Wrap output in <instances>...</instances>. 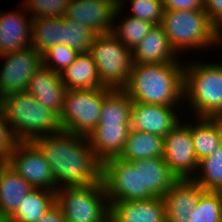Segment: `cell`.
Instances as JSON below:
<instances>
[{
    "label": "cell",
    "mask_w": 222,
    "mask_h": 222,
    "mask_svg": "<svg viewBox=\"0 0 222 222\" xmlns=\"http://www.w3.org/2000/svg\"><path fill=\"white\" fill-rule=\"evenodd\" d=\"M32 142L51 167L55 191L60 187L96 185L101 181L102 163L95 157L87 136L61 130L36 137Z\"/></svg>",
    "instance_id": "cell-1"
},
{
    "label": "cell",
    "mask_w": 222,
    "mask_h": 222,
    "mask_svg": "<svg viewBox=\"0 0 222 222\" xmlns=\"http://www.w3.org/2000/svg\"><path fill=\"white\" fill-rule=\"evenodd\" d=\"M181 62L133 64L123 90L133 102L178 107L181 100L185 102V65Z\"/></svg>",
    "instance_id": "cell-2"
},
{
    "label": "cell",
    "mask_w": 222,
    "mask_h": 222,
    "mask_svg": "<svg viewBox=\"0 0 222 222\" xmlns=\"http://www.w3.org/2000/svg\"><path fill=\"white\" fill-rule=\"evenodd\" d=\"M0 106L17 141H32L62 130L59 117L27 91L7 94Z\"/></svg>",
    "instance_id": "cell-3"
},
{
    "label": "cell",
    "mask_w": 222,
    "mask_h": 222,
    "mask_svg": "<svg viewBox=\"0 0 222 222\" xmlns=\"http://www.w3.org/2000/svg\"><path fill=\"white\" fill-rule=\"evenodd\" d=\"M172 49L180 52L219 47V30L205 10L164 9L161 23Z\"/></svg>",
    "instance_id": "cell-4"
},
{
    "label": "cell",
    "mask_w": 222,
    "mask_h": 222,
    "mask_svg": "<svg viewBox=\"0 0 222 222\" xmlns=\"http://www.w3.org/2000/svg\"><path fill=\"white\" fill-rule=\"evenodd\" d=\"M199 62H184L183 98L196 118H222V63Z\"/></svg>",
    "instance_id": "cell-5"
},
{
    "label": "cell",
    "mask_w": 222,
    "mask_h": 222,
    "mask_svg": "<svg viewBox=\"0 0 222 222\" xmlns=\"http://www.w3.org/2000/svg\"><path fill=\"white\" fill-rule=\"evenodd\" d=\"M55 204L66 222H109L110 205L102 180L96 185L58 188Z\"/></svg>",
    "instance_id": "cell-6"
},
{
    "label": "cell",
    "mask_w": 222,
    "mask_h": 222,
    "mask_svg": "<svg viewBox=\"0 0 222 222\" xmlns=\"http://www.w3.org/2000/svg\"><path fill=\"white\" fill-rule=\"evenodd\" d=\"M90 53L97 66L102 86L124 89L133 67L132 49L126 47L111 32L96 35Z\"/></svg>",
    "instance_id": "cell-7"
},
{
    "label": "cell",
    "mask_w": 222,
    "mask_h": 222,
    "mask_svg": "<svg viewBox=\"0 0 222 222\" xmlns=\"http://www.w3.org/2000/svg\"><path fill=\"white\" fill-rule=\"evenodd\" d=\"M109 88L67 90L59 115L62 131L88 136L98 125L104 97Z\"/></svg>",
    "instance_id": "cell-8"
},
{
    "label": "cell",
    "mask_w": 222,
    "mask_h": 222,
    "mask_svg": "<svg viewBox=\"0 0 222 222\" xmlns=\"http://www.w3.org/2000/svg\"><path fill=\"white\" fill-rule=\"evenodd\" d=\"M101 180L109 204L142 200L140 159L130 162L113 157L105 160L102 163Z\"/></svg>",
    "instance_id": "cell-9"
},
{
    "label": "cell",
    "mask_w": 222,
    "mask_h": 222,
    "mask_svg": "<svg viewBox=\"0 0 222 222\" xmlns=\"http://www.w3.org/2000/svg\"><path fill=\"white\" fill-rule=\"evenodd\" d=\"M0 70V99L7 94L27 91L30 78L43 66V56L33 46L4 54Z\"/></svg>",
    "instance_id": "cell-10"
},
{
    "label": "cell",
    "mask_w": 222,
    "mask_h": 222,
    "mask_svg": "<svg viewBox=\"0 0 222 222\" xmlns=\"http://www.w3.org/2000/svg\"><path fill=\"white\" fill-rule=\"evenodd\" d=\"M6 163L34 188L55 191L51 167L32 141H17Z\"/></svg>",
    "instance_id": "cell-11"
},
{
    "label": "cell",
    "mask_w": 222,
    "mask_h": 222,
    "mask_svg": "<svg viewBox=\"0 0 222 222\" xmlns=\"http://www.w3.org/2000/svg\"><path fill=\"white\" fill-rule=\"evenodd\" d=\"M182 122V123H181ZM163 157L172 173L179 179H192L198 170V160L189 122L181 120L163 137Z\"/></svg>",
    "instance_id": "cell-12"
},
{
    "label": "cell",
    "mask_w": 222,
    "mask_h": 222,
    "mask_svg": "<svg viewBox=\"0 0 222 222\" xmlns=\"http://www.w3.org/2000/svg\"><path fill=\"white\" fill-rule=\"evenodd\" d=\"M121 12L122 9H117L113 0H71L63 17L82 23L99 35L112 31Z\"/></svg>",
    "instance_id": "cell-13"
},
{
    "label": "cell",
    "mask_w": 222,
    "mask_h": 222,
    "mask_svg": "<svg viewBox=\"0 0 222 222\" xmlns=\"http://www.w3.org/2000/svg\"><path fill=\"white\" fill-rule=\"evenodd\" d=\"M175 107L133 102L130 130L166 136L179 122Z\"/></svg>",
    "instance_id": "cell-14"
},
{
    "label": "cell",
    "mask_w": 222,
    "mask_h": 222,
    "mask_svg": "<svg viewBox=\"0 0 222 222\" xmlns=\"http://www.w3.org/2000/svg\"><path fill=\"white\" fill-rule=\"evenodd\" d=\"M66 91L61 75L44 66L34 73L27 87L28 93L58 117L63 110Z\"/></svg>",
    "instance_id": "cell-15"
},
{
    "label": "cell",
    "mask_w": 222,
    "mask_h": 222,
    "mask_svg": "<svg viewBox=\"0 0 222 222\" xmlns=\"http://www.w3.org/2000/svg\"><path fill=\"white\" fill-rule=\"evenodd\" d=\"M130 132V123H98L87 136L95 157L103 163L123 152Z\"/></svg>",
    "instance_id": "cell-16"
},
{
    "label": "cell",
    "mask_w": 222,
    "mask_h": 222,
    "mask_svg": "<svg viewBox=\"0 0 222 222\" xmlns=\"http://www.w3.org/2000/svg\"><path fill=\"white\" fill-rule=\"evenodd\" d=\"M203 191L192 179L178 180L162 197L166 222H189L190 212L197 206Z\"/></svg>",
    "instance_id": "cell-17"
},
{
    "label": "cell",
    "mask_w": 222,
    "mask_h": 222,
    "mask_svg": "<svg viewBox=\"0 0 222 222\" xmlns=\"http://www.w3.org/2000/svg\"><path fill=\"white\" fill-rule=\"evenodd\" d=\"M109 205V222H166L165 202L162 197L118 201Z\"/></svg>",
    "instance_id": "cell-18"
},
{
    "label": "cell",
    "mask_w": 222,
    "mask_h": 222,
    "mask_svg": "<svg viewBox=\"0 0 222 222\" xmlns=\"http://www.w3.org/2000/svg\"><path fill=\"white\" fill-rule=\"evenodd\" d=\"M26 12H0V56L31 46L32 18Z\"/></svg>",
    "instance_id": "cell-19"
},
{
    "label": "cell",
    "mask_w": 222,
    "mask_h": 222,
    "mask_svg": "<svg viewBox=\"0 0 222 222\" xmlns=\"http://www.w3.org/2000/svg\"><path fill=\"white\" fill-rule=\"evenodd\" d=\"M133 64H156L179 62V55L170 46L161 24L154 25L150 32L132 49Z\"/></svg>",
    "instance_id": "cell-20"
},
{
    "label": "cell",
    "mask_w": 222,
    "mask_h": 222,
    "mask_svg": "<svg viewBox=\"0 0 222 222\" xmlns=\"http://www.w3.org/2000/svg\"><path fill=\"white\" fill-rule=\"evenodd\" d=\"M142 200L163 197L179 180L165 163L164 157L140 159Z\"/></svg>",
    "instance_id": "cell-21"
},
{
    "label": "cell",
    "mask_w": 222,
    "mask_h": 222,
    "mask_svg": "<svg viewBox=\"0 0 222 222\" xmlns=\"http://www.w3.org/2000/svg\"><path fill=\"white\" fill-rule=\"evenodd\" d=\"M33 189L34 187L7 163H2L0 165V220L6 221Z\"/></svg>",
    "instance_id": "cell-22"
},
{
    "label": "cell",
    "mask_w": 222,
    "mask_h": 222,
    "mask_svg": "<svg viewBox=\"0 0 222 222\" xmlns=\"http://www.w3.org/2000/svg\"><path fill=\"white\" fill-rule=\"evenodd\" d=\"M67 90L102 88L97 66L90 52H80L76 60L60 73Z\"/></svg>",
    "instance_id": "cell-23"
},
{
    "label": "cell",
    "mask_w": 222,
    "mask_h": 222,
    "mask_svg": "<svg viewBox=\"0 0 222 222\" xmlns=\"http://www.w3.org/2000/svg\"><path fill=\"white\" fill-rule=\"evenodd\" d=\"M189 129L198 161L222 145V118L195 117V124L190 122Z\"/></svg>",
    "instance_id": "cell-24"
},
{
    "label": "cell",
    "mask_w": 222,
    "mask_h": 222,
    "mask_svg": "<svg viewBox=\"0 0 222 222\" xmlns=\"http://www.w3.org/2000/svg\"><path fill=\"white\" fill-rule=\"evenodd\" d=\"M55 205V191L34 188L20 202L7 222H37Z\"/></svg>",
    "instance_id": "cell-25"
},
{
    "label": "cell",
    "mask_w": 222,
    "mask_h": 222,
    "mask_svg": "<svg viewBox=\"0 0 222 222\" xmlns=\"http://www.w3.org/2000/svg\"><path fill=\"white\" fill-rule=\"evenodd\" d=\"M163 137L139 130H130L120 158L126 161L163 157Z\"/></svg>",
    "instance_id": "cell-26"
},
{
    "label": "cell",
    "mask_w": 222,
    "mask_h": 222,
    "mask_svg": "<svg viewBox=\"0 0 222 222\" xmlns=\"http://www.w3.org/2000/svg\"><path fill=\"white\" fill-rule=\"evenodd\" d=\"M63 17L32 19L31 46L42 54L52 46L62 44Z\"/></svg>",
    "instance_id": "cell-27"
},
{
    "label": "cell",
    "mask_w": 222,
    "mask_h": 222,
    "mask_svg": "<svg viewBox=\"0 0 222 222\" xmlns=\"http://www.w3.org/2000/svg\"><path fill=\"white\" fill-rule=\"evenodd\" d=\"M132 106L123 89H112L103 99L98 123H130Z\"/></svg>",
    "instance_id": "cell-28"
},
{
    "label": "cell",
    "mask_w": 222,
    "mask_h": 222,
    "mask_svg": "<svg viewBox=\"0 0 222 222\" xmlns=\"http://www.w3.org/2000/svg\"><path fill=\"white\" fill-rule=\"evenodd\" d=\"M195 175L192 180L203 190L220 191L222 189V145L212 155L198 162Z\"/></svg>",
    "instance_id": "cell-29"
},
{
    "label": "cell",
    "mask_w": 222,
    "mask_h": 222,
    "mask_svg": "<svg viewBox=\"0 0 222 222\" xmlns=\"http://www.w3.org/2000/svg\"><path fill=\"white\" fill-rule=\"evenodd\" d=\"M120 24L113 25L111 31L122 44L133 49L140 41L150 32L155 25L149 21L142 20L138 17L130 15L120 19Z\"/></svg>",
    "instance_id": "cell-30"
},
{
    "label": "cell",
    "mask_w": 222,
    "mask_h": 222,
    "mask_svg": "<svg viewBox=\"0 0 222 222\" xmlns=\"http://www.w3.org/2000/svg\"><path fill=\"white\" fill-rule=\"evenodd\" d=\"M189 222H222V197L219 191L204 190L197 206L190 212Z\"/></svg>",
    "instance_id": "cell-31"
},
{
    "label": "cell",
    "mask_w": 222,
    "mask_h": 222,
    "mask_svg": "<svg viewBox=\"0 0 222 222\" xmlns=\"http://www.w3.org/2000/svg\"><path fill=\"white\" fill-rule=\"evenodd\" d=\"M96 34L82 23H74L63 17L62 44L79 52H90Z\"/></svg>",
    "instance_id": "cell-32"
},
{
    "label": "cell",
    "mask_w": 222,
    "mask_h": 222,
    "mask_svg": "<svg viewBox=\"0 0 222 222\" xmlns=\"http://www.w3.org/2000/svg\"><path fill=\"white\" fill-rule=\"evenodd\" d=\"M79 53L64 44L52 46L42 54L43 66L60 74L76 60Z\"/></svg>",
    "instance_id": "cell-33"
},
{
    "label": "cell",
    "mask_w": 222,
    "mask_h": 222,
    "mask_svg": "<svg viewBox=\"0 0 222 222\" xmlns=\"http://www.w3.org/2000/svg\"><path fill=\"white\" fill-rule=\"evenodd\" d=\"M71 0H25L23 9L32 16V19L39 17H63Z\"/></svg>",
    "instance_id": "cell-34"
},
{
    "label": "cell",
    "mask_w": 222,
    "mask_h": 222,
    "mask_svg": "<svg viewBox=\"0 0 222 222\" xmlns=\"http://www.w3.org/2000/svg\"><path fill=\"white\" fill-rule=\"evenodd\" d=\"M130 16L138 17L155 25L162 23L164 7L162 0H130Z\"/></svg>",
    "instance_id": "cell-35"
},
{
    "label": "cell",
    "mask_w": 222,
    "mask_h": 222,
    "mask_svg": "<svg viewBox=\"0 0 222 222\" xmlns=\"http://www.w3.org/2000/svg\"><path fill=\"white\" fill-rule=\"evenodd\" d=\"M17 140L15 139L0 106V161L6 163Z\"/></svg>",
    "instance_id": "cell-36"
},
{
    "label": "cell",
    "mask_w": 222,
    "mask_h": 222,
    "mask_svg": "<svg viewBox=\"0 0 222 222\" xmlns=\"http://www.w3.org/2000/svg\"><path fill=\"white\" fill-rule=\"evenodd\" d=\"M168 10H204V0H162Z\"/></svg>",
    "instance_id": "cell-37"
},
{
    "label": "cell",
    "mask_w": 222,
    "mask_h": 222,
    "mask_svg": "<svg viewBox=\"0 0 222 222\" xmlns=\"http://www.w3.org/2000/svg\"><path fill=\"white\" fill-rule=\"evenodd\" d=\"M204 10L212 24L220 30L222 28V0H204Z\"/></svg>",
    "instance_id": "cell-38"
},
{
    "label": "cell",
    "mask_w": 222,
    "mask_h": 222,
    "mask_svg": "<svg viewBox=\"0 0 222 222\" xmlns=\"http://www.w3.org/2000/svg\"><path fill=\"white\" fill-rule=\"evenodd\" d=\"M37 222H66L63 213L55 204L47 213L41 217Z\"/></svg>",
    "instance_id": "cell-39"
},
{
    "label": "cell",
    "mask_w": 222,
    "mask_h": 222,
    "mask_svg": "<svg viewBox=\"0 0 222 222\" xmlns=\"http://www.w3.org/2000/svg\"><path fill=\"white\" fill-rule=\"evenodd\" d=\"M129 1V0H128ZM114 2H115V6H116V8L117 9H123V7H125L124 5V3H126L127 2V0H126V2L124 1V0H114ZM123 4V5H122ZM123 6V7H122Z\"/></svg>",
    "instance_id": "cell-40"
},
{
    "label": "cell",
    "mask_w": 222,
    "mask_h": 222,
    "mask_svg": "<svg viewBox=\"0 0 222 222\" xmlns=\"http://www.w3.org/2000/svg\"><path fill=\"white\" fill-rule=\"evenodd\" d=\"M219 45L222 44V28L219 30V42H218ZM222 47V45L220 46Z\"/></svg>",
    "instance_id": "cell-41"
}]
</instances>
